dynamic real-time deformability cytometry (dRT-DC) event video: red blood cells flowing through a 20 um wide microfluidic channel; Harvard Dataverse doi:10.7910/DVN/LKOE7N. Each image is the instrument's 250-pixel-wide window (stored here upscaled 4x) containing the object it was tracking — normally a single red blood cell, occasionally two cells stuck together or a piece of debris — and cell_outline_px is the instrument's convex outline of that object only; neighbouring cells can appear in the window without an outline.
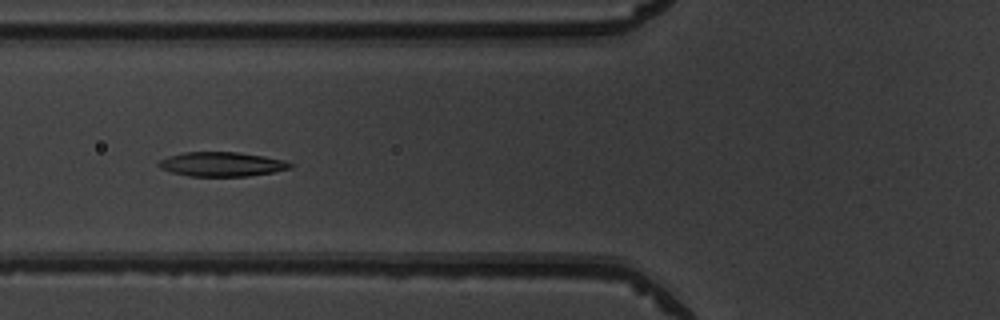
{"species": "common noctule bat (a hibernating species)", "species_latin": "Nyctalus noctula", "temperature_condition": "warm", "stored_images_in_passage": 50, "camera_frame_rate_fps": 3000, "um_per_image_px": 0.085, "animal": {"sex": "male", "body_mass_g": 19.5, "forearm_length_mm": 54.6}, "frame": {"image": 1, "passage_image": 19, "time_ms": 6.0, "image_size_px": [1000, 320], "cell_outline_px": [[292, 168], [272, 172], [248, 176], [188, 176], [172, 172], [160, 168], [156, 164], [160, 160], [168, 156], [184, 152], [236, 152], [264, 156], [284, 160], [292, 164]], "centroid_in_image_um": [18.83, 13.95], "position_along_channel_um": 107.0, "area_um2": 18.61}}
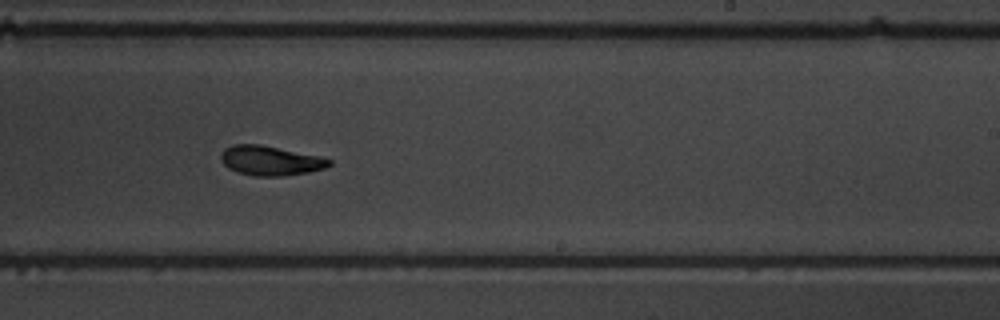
{"frame": {"image": 2, "passage_image": 31, "time_ms": 10.0, "image_size_px": [1000, 320], "cell_outline_px": [[332, 164], [324, 168], [308, 172], [284, 176], [252, 176], [236, 172], [228, 168], [220, 160], [220, 156], [224, 148], [232, 144], [260, 144], [320, 156], [332, 160]], "centroid_in_image_um": [22.95, 13.65], "position_along_channel_um": 266.0, "area_um2": 18.84}}
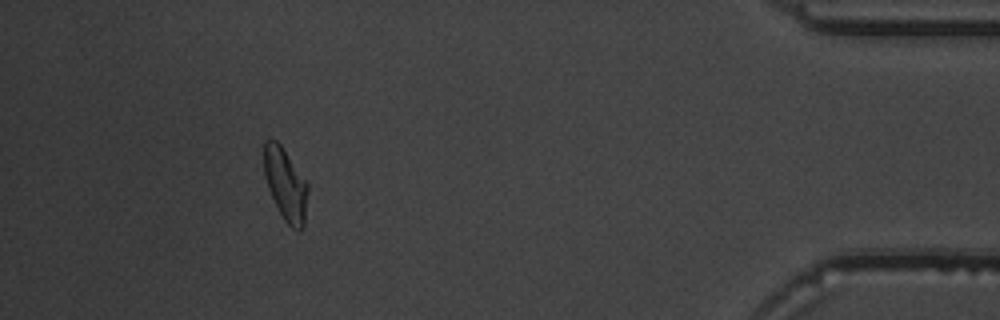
{"frame": {"image": 3, "passage_image": 46, "time_ms": 15.0, "image_size_px": [1000, 320], "cell_outline_px": [[308, 192], [304, 224], [300, 232], [292, 228], [284, 220], [268, 188], [264, 176], [264, 140], [276, 140], [280, 144], [308, 184]], "centroid_in_image_um": [24.27, 15.69], "position_along_channel_um": 410.9, "area_um2": 18.26}, "authors_computed_cell_mechanics": {"area_um2": 18.785, "velocity_mm_per_s": 3.9835, "shape_relaxation_time_tau1_ms": 3.6792, "shape_relaxation_time_tau2_ms": 3.5839, "deformation_change_tau1": 0.1488, "deformation_change_tau2": 0.0764}}